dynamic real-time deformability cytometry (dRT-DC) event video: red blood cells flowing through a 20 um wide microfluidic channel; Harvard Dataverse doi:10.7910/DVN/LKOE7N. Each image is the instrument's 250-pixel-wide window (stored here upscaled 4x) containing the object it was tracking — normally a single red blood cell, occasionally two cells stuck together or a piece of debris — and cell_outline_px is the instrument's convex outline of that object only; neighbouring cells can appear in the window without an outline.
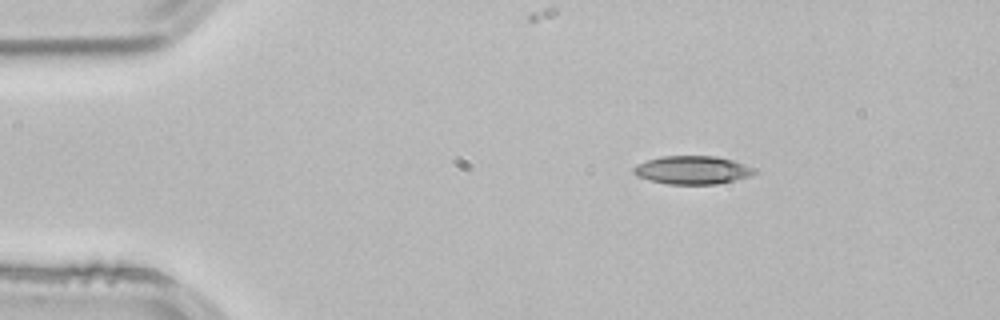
{"species": "common noctule bat (a hibernating species)", "species_latin": "Nyctalus noctula", "temperature_condition": "room temperature", "stored_images_in_passage": 2, "camera_frame_rate_fps": 3000, "um_per_image_px": 0.085, "animal": {"sex": "male", "body_mass_g": 21.5, "forearm_length_mm": 52.0}, "frame": {"image": 1, "passage_image": 1, "time_ms": 0.0, "image_size_px": [1000, 320], "cell_outline_px": [[756, 172], [752, 176], [716, 184], [668, 184], [636, 176], [632, 172], [632, 168], [636, 164], [660, 156], [716, 156], [736, 160], [756, 168]], "centroid_in_image_um": [58.89, 14.44], "position_along_channel_um": 26.1, "area_um2": 20.11}}